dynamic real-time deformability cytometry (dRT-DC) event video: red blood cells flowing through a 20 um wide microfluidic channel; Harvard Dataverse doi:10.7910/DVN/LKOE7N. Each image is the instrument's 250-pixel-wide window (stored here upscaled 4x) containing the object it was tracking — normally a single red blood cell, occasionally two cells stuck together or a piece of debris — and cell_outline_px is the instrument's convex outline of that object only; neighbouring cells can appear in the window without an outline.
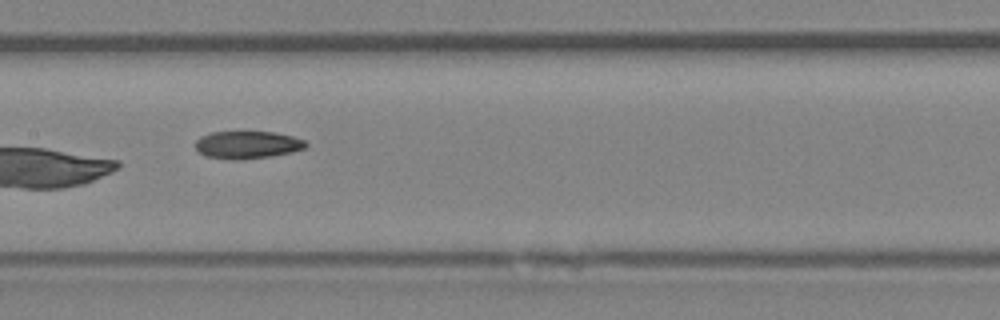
{"species": "Egyptian fruit bat (a non-hibernating species)", "species_latin": "Rousettus aegyptiacus", "temperature_condition": "room temperature", "stored_images_in_passage": 9, "camera_frame_rate_fps": 3000, "um_per_image_px": 0.085, "animal": {"sex": "female"}, "frame": {"image": 1, "passage_image": 6, "time_ms": 5.667, "image_size_px": [1000, 320], "cell_outline_px": [[308, 144], [304, 148], [292, 152], [272, 156], [236, 160], [232, 160], [204, 156], [196, 148], [196, 140], [200, 136], [212, 132], [276, 132], [292, 136], [304, 140]], "centroid_in_image_um": [21.02, 12.31], "position_along_channel_um": 186.4, "area_um2": 17.74}}
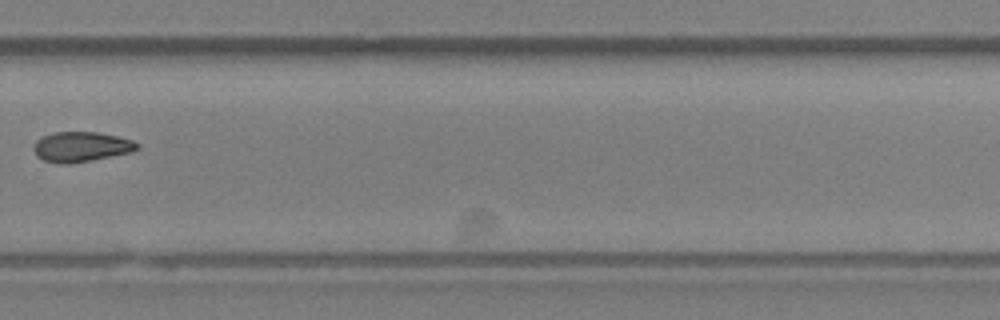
{"frame": {"image": 2, "passage_image": 9, "time_ms": 9.0, "image_size_px": [1000, 320], "cell_outline_px": [[140, 148], [132, 152], [92, 160], [68, 164], [56, 164], [44, 160], [36, 156], [32, 148], [36, 140], [44, 136], [56, 132], [96, 132], [116, 136], [132, 140], [140, 144]], "centroid_in_image_um": [6.89, 12.49], "position_along_channel_um": 322.9, "area_um2": 18.21}}